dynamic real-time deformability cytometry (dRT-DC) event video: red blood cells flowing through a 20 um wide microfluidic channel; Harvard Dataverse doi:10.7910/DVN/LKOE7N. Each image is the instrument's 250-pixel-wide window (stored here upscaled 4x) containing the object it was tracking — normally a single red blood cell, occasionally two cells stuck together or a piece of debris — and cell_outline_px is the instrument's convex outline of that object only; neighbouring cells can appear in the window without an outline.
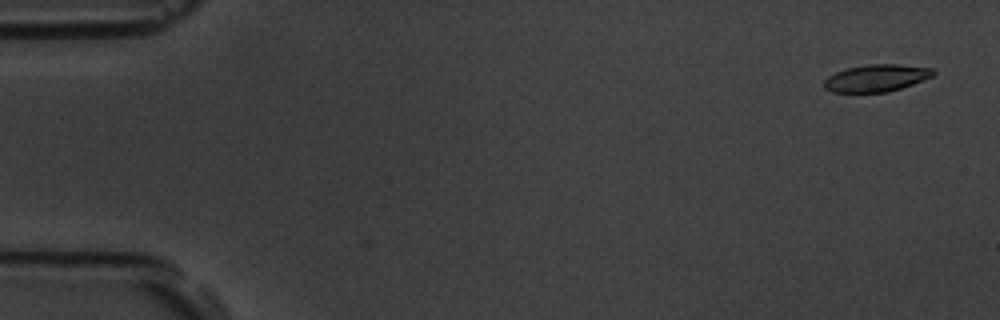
{"species": "common noctule bat (a hibernating species)", "species_latin": "Nyctalus noctula", "temperature_condition": "room temperature", "stored_images_in_passage": 2, "camera_frame_rate_fps": 3000, "um_per_image_px": 0.085, "animal": {"sex": "male", "body_mass_g": 19.5, "forearm_length_mm": 54.6}, "frame": {"image": 1, "passage_image": 2, "time_ms": 1.0, "image_size_px": [1000, 320], "cell_outline_px": [[936, 72], [932, 76], [912, 84], [888, 92], [832, 92], [824, 88], [824, 80], [828, 76], [836, 72], [848, 68], [868, 64], [896, 64], [932, 68]], "centroid_in_image_um": [74.47, 6.63], "position_along_channel_um": 10.5, "area_um2": 17.11}}